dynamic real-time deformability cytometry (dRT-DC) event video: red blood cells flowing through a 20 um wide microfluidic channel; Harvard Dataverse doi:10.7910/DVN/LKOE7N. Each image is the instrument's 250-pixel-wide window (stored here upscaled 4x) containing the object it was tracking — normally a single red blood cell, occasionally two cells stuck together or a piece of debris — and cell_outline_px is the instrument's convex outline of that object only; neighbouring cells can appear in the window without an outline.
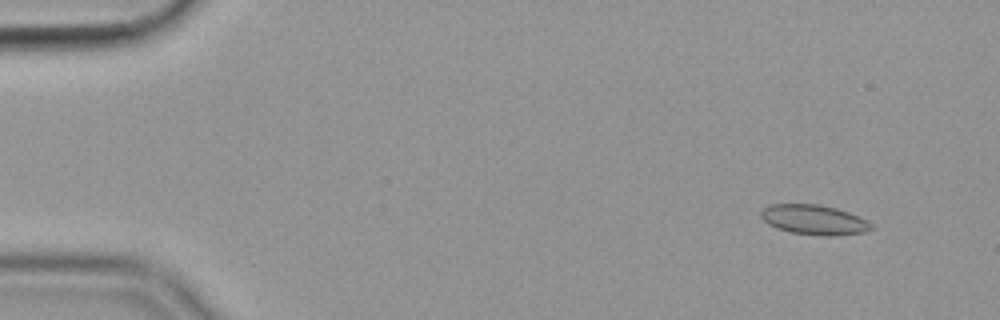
{"species": "common noctule bat (a hibernating species)", "species_latin": "Nyctalus noctula", "temperature_condition": "cold", "stored_images_in_passage": 14, "camera_frame_rate_fps": 3000, "um_per_image_px": 0.085, "animal": {"sex": "female", "body_mass_g": 19.9}, "frame": {"image": 1, "passage_image": 5, "time_ms": 1.333, "image_size_px": [1000, 320], "cell_outline_px": [[872, 228], [864, 232], [832, 236], [820, 236], [792, 232], [776, 228], [768, 224], [760, 216], [760, 212], [768, 204], [820, 204], [836, 208], [848, 212], [868, 220], [872, 224]], "centroid_in_image_um": [69.18, 18.67], "position_along_channel_um": 15.8, "area_um2": 19.25}}